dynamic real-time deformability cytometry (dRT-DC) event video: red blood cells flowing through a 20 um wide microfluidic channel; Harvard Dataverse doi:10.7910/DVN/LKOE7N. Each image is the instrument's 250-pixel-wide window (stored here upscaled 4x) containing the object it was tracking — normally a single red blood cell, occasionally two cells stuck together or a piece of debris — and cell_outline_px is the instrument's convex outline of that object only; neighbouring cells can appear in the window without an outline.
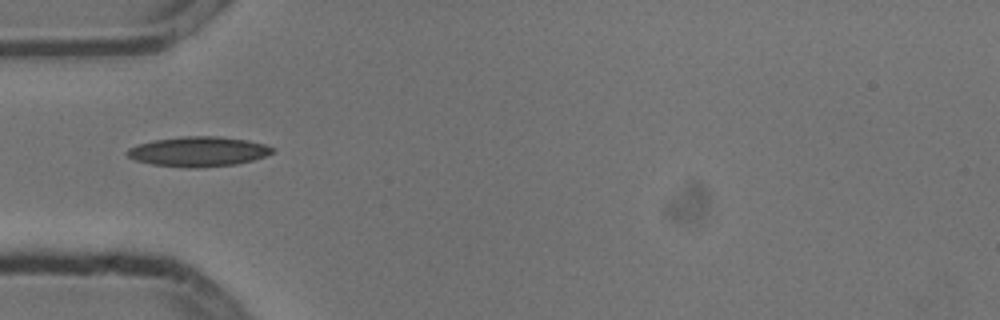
{"species": "common noctule bat (a hibernating species)", "species_latin": "Nyctalus noctula", "temperature_condition": "cold", "stored_images_in_passage": 1, "camera_frame_rate_fps": 3000, "um_per_image_px": 0.085, "animal": {"sex": "male", "body_mass_g": 13.3}, "frame": {"image": 1, "passage_image": 1, "time_ms": 0.0, "image_size_px": [1000, 320], "cell_outline_px": [[276, 148], [272, 152], [264, 156], [252, 160], [236, 164], [196, 168], [188, 168], [152, 164], [136, 160], [128, 156], [124, 152], [128, 148], [136, 144], [152, 140], [184, 136], [220, 136], [248, 140], [264, 144]], "centroid_in_image_um": [16.83, 12.87], "position_along_channel_um": 68.2, "area_um2": 25.37}}